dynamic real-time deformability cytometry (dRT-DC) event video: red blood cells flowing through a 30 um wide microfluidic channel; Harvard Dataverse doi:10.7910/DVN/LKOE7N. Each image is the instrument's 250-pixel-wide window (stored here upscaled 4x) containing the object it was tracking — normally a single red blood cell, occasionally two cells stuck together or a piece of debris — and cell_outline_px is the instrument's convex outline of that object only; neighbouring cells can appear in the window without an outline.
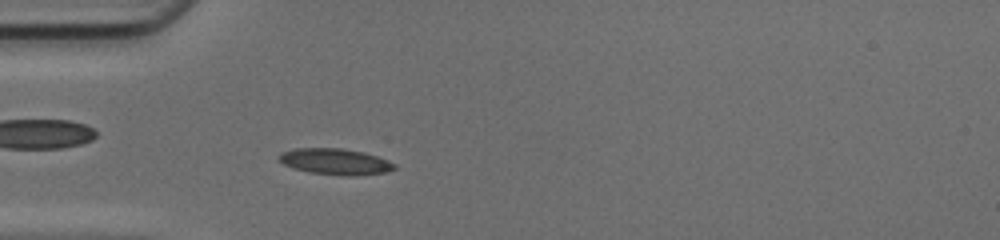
{"species": "common noctule bat (a hibernating species)", "species_latin": "Nyctalus noctula", "temperature_condition": "cold", "stored_images_in_passage": 45, "camera_frame_rate_fps": 3000, "um_per_image_px": 0.085, "animal": {"sex": "female", "body_mass_g": 17.0, "forearm_length_mm": 48.0}, "frame": {"image": 1, "passage_image": 11, "time_ms": 3.333, "image_size_px": [1000, 240], "cell_outline_px": [[396, 168], [388, 172], [356, 176], [348, 176], [308, 172], [292, 168], [284, 164], [276, 156], [280, 152], [296, 148], [340, 148], [364, 152], [388, 160], [396, 164]], "centroid_in_image_um": [28.5, 13.74], "position_along_channel_um": 56.5, "area_um2": 17.74}}
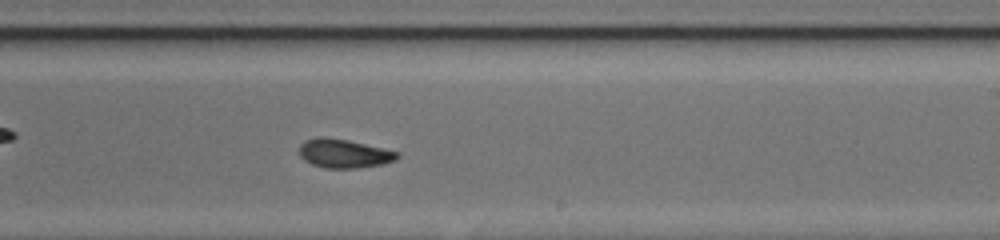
{"frame": {"image": 2, "passage_image": 26, "time_ms": 8.333, "image_size_px": [1000, 240], "cell_outline_px": [[400, 156], [396, 160], [384, 164], [356, 168], [324, 168], [312, 164], [304, 160], [300, 156], [300, 144], [304, 140], [320, 136], [324, 136], [348, 140], [400, 152]], "centroid_in_image_um": [29.24, 13.04], "position_along_channel_um": 259.8, "area_um2": 16.59}}
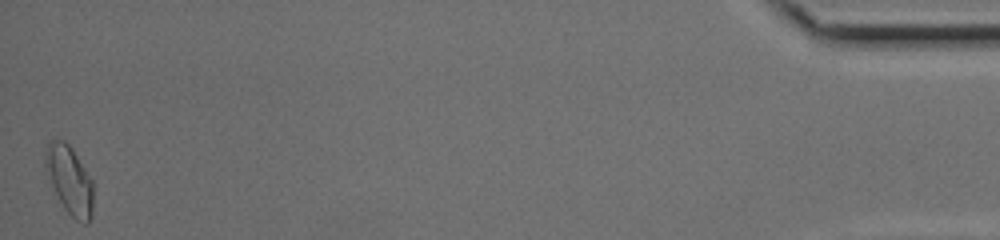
{"frame": {"image": 3, "passage_image": 45, "time_ms": 14.667, "image_size_px": [1000, 240], "cell_outline_px": [[92, 216], [88, 224], [84, 224], [76, 220], [64, 208], [52, 184], [44, 164], [44, 152], [48, 140], [56, 136], [64, 140], [72, 148], [92, 180]], "centroid_in_image_um": [5.89, 15.24], "position_along_channel_um": 429.3, "area_um2": 19.07}, "authors_computed_cell_mechanics": {"area_um2": 16.4152, "velocity_mm_per_s": 4.1861, "shape_relaxation_time_tau1_ms": null, "shape_relaxation_time_tau2_ms": 3.8101, "deformation_change_tau1": null, "deformation_change_tau2": 0.0964}}